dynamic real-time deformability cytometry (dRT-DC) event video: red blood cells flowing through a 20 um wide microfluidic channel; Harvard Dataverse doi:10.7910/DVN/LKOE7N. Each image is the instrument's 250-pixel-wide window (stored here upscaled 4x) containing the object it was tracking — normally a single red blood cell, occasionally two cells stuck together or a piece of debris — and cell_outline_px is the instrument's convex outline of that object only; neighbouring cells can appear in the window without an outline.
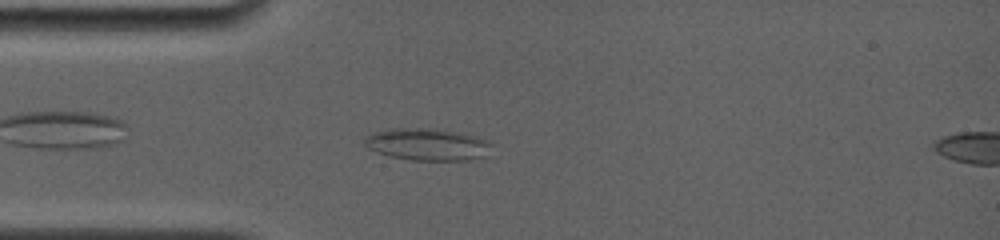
{"species": "common noctule bat (a hibernating species)", "species_latin": "Nyctalus noctula", "temperature_condition": "room temperature", "stored_images_in_passage": 50, "camera_frame_rate_fps": 4000, "um_per_image_px": 0.085, "animal": {"sex": "female", "body_mass_g": 19.0, "forearm_length_mm": 56.7}, "frame": {"image": 1, "passage_image": 10, "time_ms": 1.75, "image_size_px": [1000, 240], "cell_outline_px": [[492, 144], [488, 156], [468, 160], [412, 160], [392, 156], [376, 152], [368, 148], [364, 144], [364, 136], [372, 132], [388, 128], [432, 128], [456, 132], [476, 136], [488, 140]], "centroid_in_image_um": [36.32, 12.26], "position_along_channel_um": 48.7, "area_um2": 23.99}}
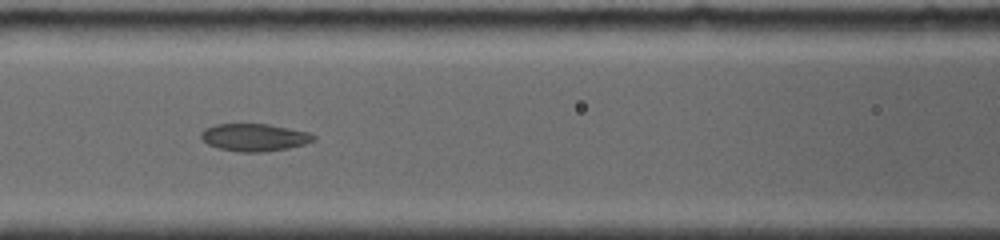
{"frame": {"image": 2, "passage_image": 23, "time_ms": 4.5, "image_size_px": [1000, 240], "cell_outline_px": [[316, 140], [304, 144], [288, 148], [264, 152], [240, 152], [220, 148], [208, 144], [200, 136], [200, 132], [204, 128], [216, 124], [268, 124], [308, 132], [316, 136]], "centroid_in_image_um": [21.62, 11.67], "position_along_channel_um": 145.0, "area_um2": 17.98}}
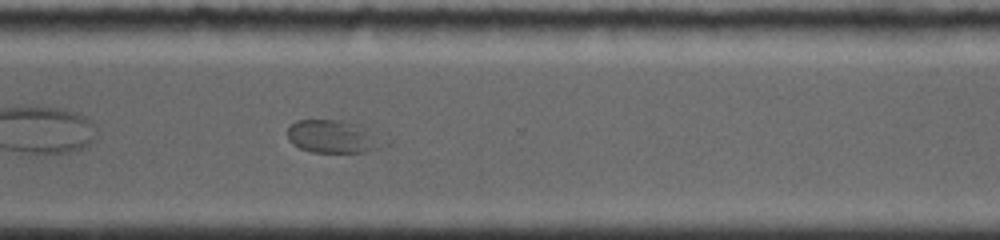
{"frame": {"image": 3, "passage_image": 49, "time_ms": 9.75, "image_size_px": [1000, 240], "cell_outline_px": [[392, 144], [380, 148], [364, 152], [312, 152], [300, 148], [292, 144], [288, 140], [288, 124], [296, 120], [344, 120], [356, 124], [392, 140]], "centroid_in_image_um": [28.4, 11.62], "position_along_channel_um": 342.2, "area_um2": 19.07}}